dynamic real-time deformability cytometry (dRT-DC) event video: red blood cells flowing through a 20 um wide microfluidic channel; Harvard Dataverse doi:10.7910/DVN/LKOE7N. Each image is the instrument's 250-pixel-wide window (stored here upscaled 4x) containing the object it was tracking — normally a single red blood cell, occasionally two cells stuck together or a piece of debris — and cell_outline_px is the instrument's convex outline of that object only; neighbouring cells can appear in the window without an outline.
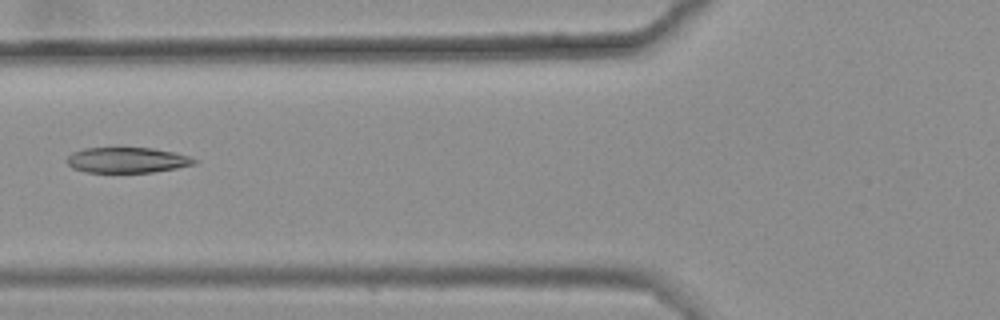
{"species": "common noctule bat (a hibernating species)", "species_latin": "Nyctalus noctula", "temperature_condition": "warm", "stored_images_in_passage": 7, "camera_frame_rate_fps": 3000, "um_per_image_px": 0.085, "animal": {"sex": "female", "body_mass_g": 25.1}, "frame": {"image": 1, "passage_image": 4, "time_ms": 1.0, "image_size_px": [1000, 320], "cell_outline_px": [[200, 160], [196, 164], [176, 168], [152, 172], [88, 172], [72, 168], [64, 160], [72, 152], [84, 148], [116, 144], [152, 148], [176, 152]], "centroid_in_image_um": [10.78, 13.55], "position_along_channel_um": 115.0, "area_um2": 20.0}}
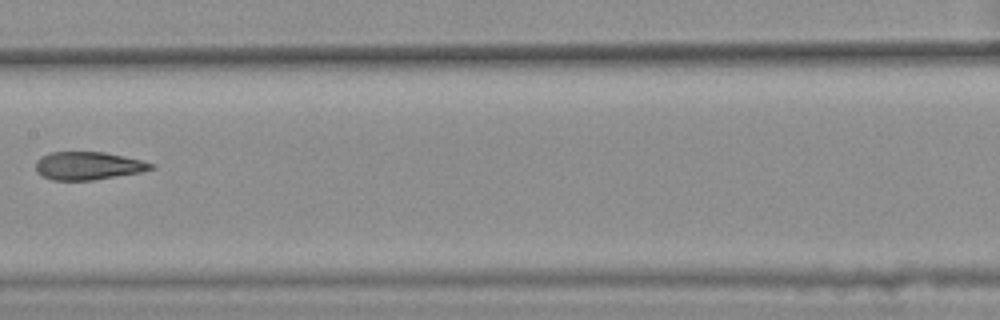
{"frame": {"image": 2, "passage_image": 6, "time_ms": 1.667, "image_size_px": [1000, 320], "cell_outline_px": [[156, 168], [140, 172], [92, 180], [52, 180], [40, 176], [36, 172], [36, 160], [40, 156], [48, 152], [104, 152], [144, 160], [156, 164]], "centroid_in_image_um": [7.49, 14.08], "position_along_channel_um": 199.9, "area_um2": 19.07}}
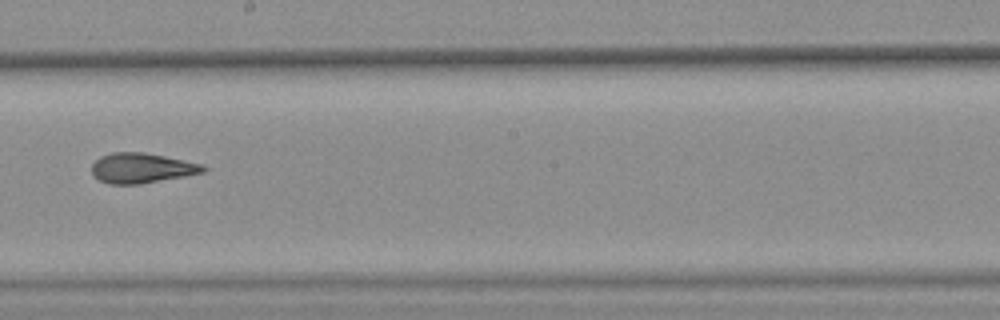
{"frame": {"image": 3, "passage_image": 7, "time_ms": 2.0, "image_size_px": [1000, 320], "cell_outline_px": [[208, 168], [204, 172], [184, 176], [140, 184], [108, 184], [92, 176], [92, 164], [100, 156], [112, 152], [144, 152], [204, 164]], "centroid_in_image_um": [12.03, 14.28], "position_along_channel_um": 236.2, "area_um2": 19.59}}